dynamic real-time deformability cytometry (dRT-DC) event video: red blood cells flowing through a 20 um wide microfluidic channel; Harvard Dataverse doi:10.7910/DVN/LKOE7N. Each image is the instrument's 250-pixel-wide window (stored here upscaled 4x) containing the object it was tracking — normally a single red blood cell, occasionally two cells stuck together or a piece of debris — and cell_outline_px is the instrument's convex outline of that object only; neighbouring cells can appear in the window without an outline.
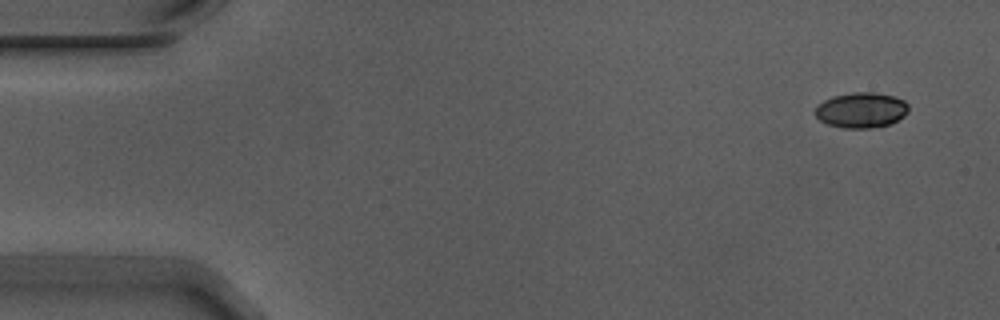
{"species": "Egyptian fruit bat (a non-hibernating species)", "species_latin": "Rousettus aegyptiacus", "temperature_condition": "warm", "stored_images_in_passage": 53, "camera_frame_rate_fps": 3000, "um_per_image_px": 0.085, "animal": {"sex": "male"}, "frame": {"image": 1, "passage_image": 1, "time_ms": 0.0, "image_size_px": [1000, 320], "cell_outline_px": [[908, 112], [904, 116], [888, 124], [872, 128], [844, 128], [828, 124], [820, 120], [816, 116], [816, 104], [832, 96], [852, 92], [872, 92], [892, 96], [904, 100], [908, 104]], "centroid_in_image_um": [73.19, 9.35], "position_along_channel_um": 11.8, "area_um2": 19.19}}
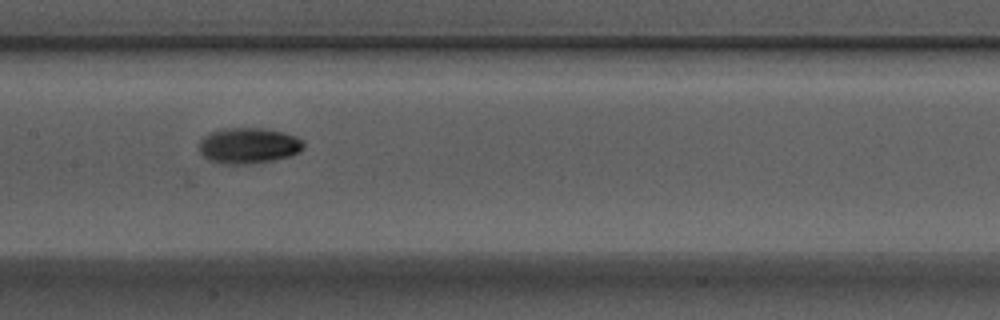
{"frame": {"image": 2, "passage_image": 25, "time_ms": 8.0, "image_size_px": [1000, 320], "cell_outline_px": [[304, 144], [300, 152], [288, 156], [272, 160], [248, 164], [224, 164], [212, 160], [204, 156], [200, 152], [200, 140], [204, 136], [212, 132], [224, 128], [264, 128], [284, 132], [296, 136], [304, 140]], "centroid_in_image_um": [21.16, 12.36], "position_along_channel_um": 186.2, "area_um2": 21.68}}
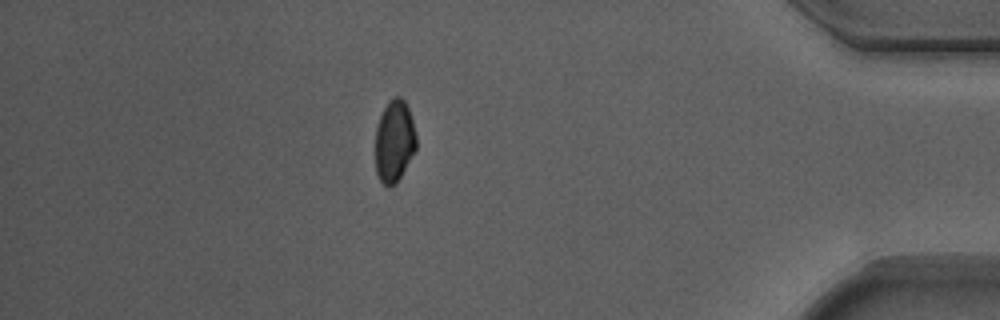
{"frame": {"image": 3, "passage_image": 46, "time_ms": 15.0, "image_size_px": [1000, 320], "cell_outline_px": [[416, 148], [396, 184], [384, 184], [380, 180], [376, 172], [376, 128], [380, 116], [384, 108], [396, 96], [400, 96], [404, 100], [408, 108], [412, 120], [416, 136]], "centroid_in_image_um": [33.52, 11.99], "position_along_channel_um": 401.7, "area_um2": 19.07}, "authors_computed_cell_mechanics": {"area_um2": 19.9988, "velocity_mm_per_s": 3.7319, "shape_relaxation_time_tau1_ms": 3.8404, "shape_relaxation_time_tau2_ms": 8.953, "deformation_change_tau1": 0.1515, "deformation_change_tau2": 0.0577}}